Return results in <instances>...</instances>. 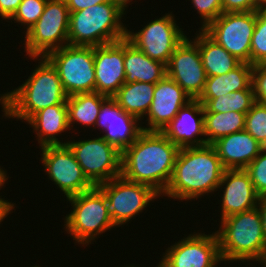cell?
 I'll use <instances>...</instances> for the list:
<instances>
[{"label":"cell","instance_id":"obj_5","mask_svg":"<svg viewBox=\"0 0 266 267\" xmlns=\"http://www.w3.org/2000/svg\"><path fill=\"white\" fill-rule=\"evenodd\" d=\"M122 17L110 2L70 12L68 45L94 47L125 39L128 28Z\"/></svg>","mask_w":266,"mask_h":267},{"label":"cell","instance_id":"obj_36","mask_svg":"<svg viewBox=\"0 0 266 267\" xmlns=\"http://www.w3.org/2000/svg\"><path fill=\"white\" fill-rule=\"evenodd\" d=\"M223 13L258 11L264 7L257 0H222Z\"/></svg>","mask_w":266,"mask_h":267},{"label":"cell","instance_id":"obj_18","mask_svg":"<svg viewBox=\"0 0 266 267\" xmlns=\"http://www.w3.org/2000/svg\"><path fill=\"white\" fill-rule=\"evenodd\" d=\"M95 92L113 97L125 83L124 39L94 46Z\"/></svg>","mask_w":266,"mask_h":267},{"label":"cell","instance_id":"obj_20","mask_svg":"<svg viewBox=\"0 0 266 267\" xmlns=\"http://www.w3.org/2000/svg\"><path fill=\"white\" fill-rule=\"evenodd\" d=\"M162 133L179 148L206 145L204 106L198 99H192L178 111Z\"/></svg>","mask_w":266,"mask_h":267},{"label":"cell","instance_id":"obj_32","mask_svg":"<svg viewBox=\"0 0 266 267\" xmlns=\"http://www.w3.org/2000/svg\"><path fill=\"white\" fill-rule=\"evenodd\" d=\"M48 0H22L14 15L9 19L17 22L29 31L44 12Z\"/></svg>","mask_w":266,"mask_h":267},{"label":"cell","instance_id":"obj_9","mask_svg":"<svg viewBox=\"0 0 266 267\" xmlns=\"http://www.w3.org/2000/svg\"><path fill=\"white\" fill-rule=\"evenodd\" d=\"M97 187L106 197L107 213L116 227L130 223L131 219L149 207L152 201L161 197L152 187L128 181L122 176Z\"/></svg>","mask_w":266,"mask_h":267},{"label":"cell","instance_id":"obj_4","mask_svg":"<svg viewBox=\"0 0 266 267\" xmlns=\"http://www.w3.org/2000/svg\"><path fill=\"white\" fill-rule=\"evenodd\" d=\"M216 231L222 262L260 263L266 267V242L258 208L237 213L220 221ZM263 265V266H262Z\"/></svg>","mask_w":266,"mask_h":267},{"label":"cell","instance_id":"obj_25","mask_svg":"<svg viewBox=\"0 0 266 267\" xmlns=\"http://www.w3.org/2000/svg\"><path fill=\"white\" fill-rule=\"evenodd\" d=\"M251 73L252 65L241 62L226 74L207 77L204 90L198 99H214L233 91L253 90Z\"/></svg>","mask_w":266,"mask_h":267},{"label":"cell","instance_id":"obj_17","mask_svg":"<svg viewBox=\"0 0 266 267\" xmlns=\"http://www.w3.org/2000/svg\"><path fill=\"white\" fill-rule=\"evenodd\" d=\"M192 98L167 75L155 84L153 100L146 115L144 131H160L170 123L178 111Z\"/></svg>","mask_w":266,"mask_h":267},{"label":"cell","instance_id":"obj_19","mask_svg":"<svg viewBox=\"0 0 266 267\" xmlns=\"http://www.w3.org/2000/svg\"><path fill=\"white\" fill-rule=\"evenodd\" d=\"M225 186V187H224ZM223 192L221 196V215L224 219L231 215L252 210L257 207V194L249 174L244 169L225 170L217 190ZM224 189V190H222Z\"/></svg>","mask_w":266,"mask_h":267},{"label":"cell","instance_id":"obj_29","mask_svg":"<svg viewBox=\"0 0 266 267\" xmlns=\"http://www.w3.org/2000/svg\"><path fill=\"white\" fill-rule=\"evenodd\" d=\"M204 106V113H225L236 111L247 113L256 102L253 90L233 91L214 99H198Z\"/></svg>","mask_w":266,"mask_h":267},{"label":"cell","instance_id":"obj_24","mask_svg":"<svg viewBox=\"0 0 266 267\" xmlns=\"http://www.w3.org/2000/svg\"><path fill=\"white\" fill-rule=\"evenodd\" d=\"M196 33L195 39L193 38L192 40L199 47L207 77L226 74L241 63V61L213 40L204 30L200 29Z\"/></svg>","mask_w":266,"mask_h":267},{"label":"cell","instance_id":"obj_26","mask_svg":"<svg viewBox=\"0 0 266 267\" xmlns=\"http://www.w3.org/2000/svg\"><path fill=\"white\" fill-rule=\"evenodd\" d=\"M154 88L155 84L146 82L124 83L113 98L126 113L142 121L151 106Z\"/></svg>","mask_w":266,"mask_h":267},{"label":"cell","instance_id":"obj_35","mask_svg":"<svg viewBox=\"0 0 266 267\" xmlns=\"http://www.w3.org/2000/svg\"><path fill=\"white\" fill-rule=\"evenodd\" d=\"M251 86L255 101L266 106V64L252 65Z\"/></svg>","mask_w":266,"mask_h":267},{"label":"cell","instance_id":"obj_14","mask_svg":"<svg viewBox=\"0 0 266 267\" xmlns=\"http://www.w3.org/2000/svg\"><path fill=\"white\" fill-rule=\"evenodd\" d=\"M165 251L160 267H216L222 262L216 230L208 235L189 234Z\"/></svg>","mask_w":266,"mask_h":267},{"label":"cell","instance_id":"obj_31","mask_svg":"<svg viewBox=\"0 0 266 267\" xmlns=\"http://www.w3.org/2000/svg\"><path fill=\"white\" fill-rule=\"evenodd\" d=\"M245 131L266 148V106L255 102L246 113Z\"/></svg>","mask_w":266,"mask_h":267},{"label":"cell","instance_id":"obj_12","mask_svg":"<svg viewBox=\"0 0 266 267\" xmlns=\"http://www.w3.org/2000/svg\"><path fill=\"white\" fill-rule=\"evenodd\" d=\"M40 149L41 163L48 179L63 192L66 199L94 187L68 145H47Z\"/></svg>","mask_w":266,"mask_h":267},{"label":"cell","instance_id":"obj_1","mask_svg":"<svg viewBox=\"0 0 266 267\" xmlns=\"http://www.w3.org/2000/svg\"><path fill=\"white\" fill-rule=\"evenodd\" d=\"M180 148L160 131H142L122 151L121 176L152 187L162 195L168 186Z\"/></svg>","mask_w":266,"mask_h":267},{"label":"cell","instance_id":"obj_16","mask_svg":"<svg viewBox=\"0 0 266 267\" xmlns=\"http://www.w3.org/2000/svg\"><path fill=\"white\" fill-rule=\"evenodd\" d=\"M144 122L126 113L113 97H107L101 104L95 125L104 132L101 137L108 143L113 144L121 152L129 147L143 131ZM140 124V125H139Z\"/></svg>","mask_w":266,"mask_h":267},{"label":"cell","instance_id":"obj_22","mask_svg":"<svg viewBox=\"0 0 266 267\" xmlns=\"http://www.w3.org/2000/svg\"><path fill=\"white\" fill-rule=\"evenodd\" d=\"M37 135L40 147L47 145H67L62 142L61 133L69 131L67 104H57L41 109L26 121ZM60 134V135H59ZM57 136V137H56Z\"/></svg>","mask_w":266,"mask_h":267},{"label":"cell","instance_id":"obj_33","mask_svg":"<svg viewBox=\"0 0 266 267\" xmlns=\"http://www.w3.org/2000/svg\"><path fill=\"white\" fill-rule=\"evenodd\" d=\"M259 196L266 195V148L244 169Z\"/></svg>","mask_w":266,"mask_h":267},{"label":"cell","instance_id":"obj_21","mask_svg":"<svg viewBox=\"0 0 266 267\" xmlns=\"http://www.w3.org/2000/svg\"><path fill=\"white\" fill-rule=\"evenodd\" d=\"M212 145L226 170L245 169L264 148L245 130L224 136Z\"/></svg>","mask_w":266,"mask_h":267},{"label":"cell","instance_id":"obj_27","mask_svg":"<svg viewBox=\"0 0 266 267\" xmlns=\"http://www.w3.org/2000/svg\"><path fill=\"white\" fill-rule=\"evenodd\" d=\"M106 98L107 96L97 92L79 93L68 96L66 104L68 107V124L70 130L75 126L73 125L75 123L76 125H83L86 128L92 125V129L94 130L101 104Z\"/></svg>","mask_w":266,"mask_h":267},{"label":"cell","instance_id":"obj_42","mask_svg":"<svg viewBox=\"0 0 266 267\" xmlns=\"http://www.w3.org/2000/svg\"><path fill=\"white\" fill-rule=\"evenodd\" d=\"M9 176H7V171L4 169H2L0 167V190L1 188H4L5 187V184L7 183V180H8ZM2 195L0 196V201H8V200H5V198H1Z\"/></svg>","mask_w":266,"mask_h":267},{"label":"cell","instance_id":"obj_43","mask_svg":"<svg viewBox=\"0 0 266 267\" xmlns=\"http://www.w3.org/2000/svg\"><path fill=\"white\" fill-rule=\"evenodd\" d=\"M264 8L266 7V0H257Z\"/></svg>","mask_w":266,"mask_h":267},{"label":"cell","instance_id":"obj_41","mask_svg":"<svg viewBox=\"0 0 266 267\" xmlns=\"http://www.w3.org/2000/svg\"><path fill=\"white\" fill-rule=\"evenodd\" d=\"M132 1L133 0H110V3L124 16L126 15L128 5Z\"/></svg>","mask_w":266,"mask_h":267},{"label":"cell","instance_id":"obj_34","mask_svg":"<svg viewBox=\"0 0 266 267\" xmlns=\"http://www.w3.org/2000/svg\"><path fill=\"white\" fill-rule=\"evenodd\" d=\"M194 9L201 19V27L204 30L211 22L223 13L222 0H191Z\"/></svg>","mask_w":266,"mask_h":267},{"label":"cell","instance_id":"obj_6","mask_svg":"<svg viewBox=\"0 0 266 267\" xmlns=\"http://www.w3.org/2000/svg\"><path fill=\"white\" fill-rule=\"evenodd\" d=\"M72 211L63 219L64 229L75 243L87 246L100 238L99 235L116 229L112 218L107 213L106 197L94 186L92 189L67 198Z\"/></svg>","mask_w":266,"mask_h":267},{"label":"cell","instance_id":"obj_7","mask_svg":"<svg viewBox=\"0 0 266 267\" xmlns=\"http://www.w3.org/2000/svg\"><path fill=\"white\" fill-rule=\"evenodd\" d=\"M45 57L56 68L67 96L95 92L94 47L65 45Z\"/></svg>","mask_w":266,"mask_h":267},{"label":"cell","instance_id":"obj_39","mask_svg":"<svg viewBox=\"0 0 266 267\" xmlns=\"http://www.w3.org/2000/svg\"><path fill=\"white\" fill-rule=\"evenodd\" d=\"M257 208L261 216L262 229L266 242V195L259 197Z\"/></svg>","mask_w":266,"mask_h":267},{"label":"cell","instance_id":"obj_10","mask_svg":"<svg viewBox=\"0 0 266 267\" xmlns=\"http://www.w3.org/2000/svg\"><path fill=\"white\" fill-rule=\"evenodd\" d=\"M66 142L94 186L121 176L122 152L102 137Z\"/></svg>","mask_w":266,"mask_h":267},{"label":"cell","instance_id":"obj_38","mask_svg":"<svg viewBox=\"0 0 266 267\" xmlns=\"http://www.w3.org/2000/svg\"><path fill=\"white\" fill-rule=\"evenodd\" d=\"M22 0H0V16L4 20H9L17 10Z\"/></svg>","mask_w":266,"mask_h":267},{"label":"cell","instance_id":"obj_3","mask_svg":"<svg viewBox=\"0 0 266 267\" xmlns=\"http://www.w3.org/2000/svg\"><path fill=\"white\" fill-rule=\"evenodd\" d=\"M29 58L39 60L28 79L14 90L0 94L5 119L16 118L26 122L41 109L67 103L68 96L52 63L45 56Z\"/></svg>","mask_w":266,"mask_h":267},{"label":"cell","instance_id":"obj_11","mask_svg":"<svg viewBox=\"0 0 266 267\" xmlns=\"http://www.w3.org/2000/svg\"><path fill=\"white\" fill-rule=\"evenodd\" d=\"M174 17L171 11L155 18L135 33L127 29L126 39L150 59L167 65L174 50L187 37Z\"/></svg>","mask_w":266,"mask_h":267},{"label":"cell","instance_id":"obj_15","mask_svg":"<svg viewBox=\"0 0 266 267\" xmlns=\"http://www.w3.org/2000/svg\"><path fill=\"white\" fill-rule=\"evenodd\" d=\"M167 76L179 84L192 98L202 94L207 75L198 45L189 37L174 50L166 65Z\"/></svg>","mask_w":266,"mask_h":267},{"label":"cell","instance_id":"obj_30","mask_svg":"<svg viewBox=\"0 0 266 267\" xmlns=\"http://www.w3.org/2000/svg\"><path fill=\"white\" fill-rule=\"evenodd\" d=\"M250 64H266V9L256 11V22L251 39Z\"/></svg>","mask_w":266,"mask_h":267},{"label":"cell","instance_id":"obj_23","mask_svg":"<svg viewBox=\"0 0 266 267\" xmlns=\"http://www.w3.org/2000/svg\"><path fill=\"white\" fill-rule=\"evenodd\" d=\"M125 83L156 84L167 75L166 64L150 59L126 38L124 39Z\"/></svg>","mask_w":266,"mask_h":267},{"label":"cell","instance_id":"obj_13","mask_svg":"<svg viewBox=\"0 0 266 267\" xmlns=\"http://www.w3.org/2000/svg\"><path fill=\"white\" fill-rule=\"evenodd\" d=\"M256 11L222 13L204 31L239 61L250 64Z\"/></svg>","mask_w":266,"mask_h":267},{"label":"cell","instance_id":"obj_44","mask_svg":"<svg viewBox=\"0 0 266 267\" xmlns=\"http://www.w3.org/2000/svg\"><path fill=\"white\" fill-rule=\"evenodd\" d=\"M125 267H136L134 264L133 265H127V266H125ZM156 267H160L159 265H157Z\"/></svg>","mask_w":266,"mask_h":267},{"label":"cell","instance_id":"obj_37","mask_svg":"<svg viewBox=\"0 0 266 267\" xmlns=\"http://www.w3.org/2000/svg\"><path fill=\"white\" fill-rule=\"evenodd\" d=\"M69 12L81 11L96 4L110 2V0H65Z\"/></svg>","mask_w":266,"mask_h":267},{"label":"cell","instance_id":"obj_2","mask_svg":"<svg viewBox=\"0 0 266 267\" xmlns=\"http://www.w3.org/2000/svg\"><path fill=\"white\" fill-rule=\"evenodd\" d=\"M225 170L212 144L180 148L170 182L161 196L182 202L213 194Z\"/></svg>","mask_w":266,"mask_h":267},{"label":"cell","instance_id":"obj_8","mask_svg":"<svg viewBox=\"0 0 266 267\" xmlns=\"http://www.w3.org/2000/svg\"><path fill=\"white\" fill-rule=\"evenodd\" d=\"M69 16L65 0H48L38 21L25 34L26 56H46L68 45Z\"/></svg>","mask_w":266,"mask_h":267},{"label":"cell","instance_id":"obj_28","mask_svg":"<svg viewBox=\"0 0 266 267\" xmlns=\"http://www.w3.org/2000/svg\"><path fill=\"white\" fill-rule=\"evenodd\" d=\"M246 113L228 111L225 113H204V134L206 144H213L229 134L243 131Z\"/></svg>","mask_w":266,"mask_h":267},{"label":"cell","instance_id":"obj_40","mask_svg":"<svg viewBox=\"0 0 266 267\" xmlns=\"http://www.w3.org/2000/svg\"><path fill=\"white\" fill-rule=\"evenodd\" d=\"M15 203L9 201H0V224L3 220L15 210Z\"/></svg>","mask_w":266,"mask_h":267}]
</instances>
